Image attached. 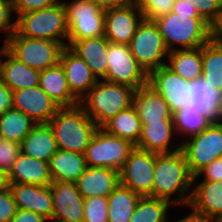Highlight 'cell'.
<instances>
[{"label":"cell","mask_w":222,"mask_h":222,"mask_svg":"<svg viewBox=\"0 0 222 222\" xmlns=\"http://www.w3.org/2000/svg\"><path fill=\"white\" fill-rule=\"evenodd\" d=\"M193 183L187 161L181 150L156 154L152 185V198L163 199L174 206H188ZM189 192V193H188ZM177 193V198H171Z\"/></svg>","instance_id":"cell-1"},{"label":"cell","mask_w":222,"mask_h":222,"mask_svg":"<svg viewBox=\"0 0 222 222\" xmlns=\"http://www.w3.org/2000/svg\"><path fill=\"white\" fill-rule=\"evenodd\" d=\"M57 148L84 154L98 126L79 106L62 107L48 122Z\"/></svg>","instance_id":"cell-2"},{"label":"cell","mask_w":222,"mask_h":222,"mask_svg":"<svg viewBox=\"0 0 222 222\" xmlns=\"http://www.w3.org/2000/svg\"><path fill=\"white\" fill-rule=\"evenodd\" d=\"M135 89L105 80L97 83L79 100V106L101 128L122 110L133 105Z\"/></svg>","instance_id":"cell-3"},{"label":"cell","mask_w":222,"mask_h":222,"mask_svg":"<svg viewBox=\"0 0 222 222\" xmlns=\"http://www.w3.org/2000/svg\"><path fill=\"white\" fill-rule=\"evenodd\" d=\"M154 22L169 52L179 49L178 45L182 49H192L202 47L210 41L209 23L203 18L169 12Z\"/></svg>","instance_id":"cell-4"},{"label":"cell","mask_w":222,"mask_h":222,"mask_svg":"<svg viewBox=\"0 0 222 222\" xmlns=\"http://www.w3.org/2000/svg\"><path fill=\"white\" fill-rule=\"evenodd\" d=\"M16 32L22 37L56 41L66 47L68 26L63 1L49 8L20 14L16 20Z\"/></svg>","instance_id":"cell-5"},{"label":"cell","mask_w":222,"mask_h":222,"mask_svg":"<svg viewBox=\"0 0 222 222\" xmlns=\"http://www.w3.org/2000/svg\"><path fill=\"white\" fill-rule=\"evenodd\" d=\"M4 44L15 58L38 71L57 65L64 48L59 42L22 37L16 31Z\"/></svg>","instance_id":"cell-6"},{"label":"cell","mask_w":222,"mask_h":222,"mask_svg":"<svg viewBox=\"0 0 222 222\" xmlns=\"http://www.w3.org/2000/svg\"><path fill=\"white\" fill-rule=\"evenodd\" d=\"M129 48L132 56L147 74L167 63L162 59L168 56L169 51L154 21L144 19L141 21Z\"/></svg>","instance_id":"cell-7"},{"label":"cell","mask_w":222,"mask_h":222,"mask_svg":"<svg viewBox=\"0 0 222 222\" xmlns=\"http://www.w3.org/2000/svg\"><path fill=\"white\" fill-rule=\"evenodd\" d=\"M66 10L67 40H82L105 35V10L93 0L63 2Z\"/></svg>","instance_id":"cell-8"},{"label":"cell","mask_w":222,"mask_h":222,"mask_svg":"<svg viewBox=\"0 0 222 222\" xmlns=\"http://www.w3.org/2000/svg\"><path fill=\"white\" fill-rule=\"evenodd\" d=\"M189 139L181 143L180 150L193 176L215 159L222 157V121L212 122L206 130Z\"/></svg>","instance_id":"cell-9"},{"label":"cell","mask_w":222,"mask_h":222,"mask_svg":"<svg viewBox=\"0 0 222 222\" xmlns=\"http://www.w3.org/2000/svg\"><path fill=\"white\" fill-rule=\"evenodd\" d=\"M135 148L131 142L109 135L98 128L84 152L88 167H105L120 171L130 152Z\"/></svg>","instance_id":"cell-10"},{"label":"cell","mask_w":222,"mask_h":222,"mask_svg":"<svg viewBox=\"0 0 222 222\" xmlns=\"http://www.w3.org/2000/svg\"><path fill=\"white\" fill-rule=\"evenodd\" d=\"M106 81L135 90L148 83V74L132 56L129 45L109 42Z\"/></svg>","instance_id":"cell-11"},{"label":"cell","mask_w":222,"mask_h":222,"mask_svg":"<svg viewBox=\"0 0 222 222\" xmlns=\"http://www.w3.org/2000/svg\"><path fill=\"white\" fill-rule=\"evenodd\" d=\"M156 153L135 147L119 171L120 183L141 197H152Z\"/></svg>","instance_id":"cell-12"},{"label":"cell","mask_w":222,"mask_h":222,"mask_svg":"<svg viewBox=\"0 0 222 222\" xmlns=\"http://www.w3.org/2000/svg\"><path fill=\"white\" fill-rule=\"evenodd\" d=\"M148 84L162 96L172 113L187 108L190 81L183 79L166 66L152 70L148 74Z\"/></svg>","instance_id":"cell-13"},{"label":"cell","mask_w":222,"mask_h":222,"mask_svg":"<svg viewBox=\"0 0 222 222\" xmlns=\"http://www.w3.org/2000/svg\"><path fill=\"white\" fill-rule=\"evenodd\" d=\"M53 222H82L84 198L74 182L54 181L50 185Z\"/></svg>","instance_id":"cell-14"},{"label":"cell","mask_w":222,"mask_h":222,"mask_svg":"<svg viewBox=\"0 0 222 222\" xmlns=\"http://www.w3.org/2000/svg\"><path fill=\"white\" fill-rule=\"evenodd\" d=\"M13 108L29 116L36 124L48 123L61 108L40 86L13 91Z\"/></svg>","instance_id":"cell-15"},{"label":"cell","mask_w":222,"mask_h":222,"mask_svg":"<svg viewBox=\"0 0 222 222\" xmlns=\"http://www.w3.org/2000/svg\"><path fill=\"white\" fill-rule=\"evenodd\" d=\"M142 20L141 10L134 4L105 10L104 36L111 43L129 45Z\"/></svg>","instance_id":"cell-16"},{"label":"cell","mask_w":222,"mask_h":222,"mask_svg":"<svg viewBox=\"0 0 222 222\" xmlns=\"http://www.w3.org/2000/svg\"><path fill=\"white\" fill-rule=\"evenodd\" d=\"M197 184L195 187L192 183L194 188L187 207L211 222H222V181L202 180Z\"/></svg>","instance_id":"cell-17"},{"label":"cell","mask_w":222,"mask_h":222,"mask_svg":"<svg viewBox=\"0 0 222 222\" xmlns=\"http://www.w3.org/2000/svg\"><path fill=\"white\" fill-rule=\"evenodd\" d=\"M59 63L64 69L70 91L78 101L98 81L84 60L68 46L62 49Z\"/></svg>","instance_id":"cell-18"},{"label":"cell","mask_w":222,"mask_h":222,"mask_svg":"<svg viewBox=\"0 0 222 222\" xmlns=\"http://www.w3.org/2000/svg\"><path fill=\"white\" fill-rule=\"evenodd\" d=\"M10 190L18 209L33 211L52 221L53 201L50 186L11 184Z\"/></svg>","instance_id":"cell-19"},{"label":"cell","mask_w":222,"mask_h":222,"mask_svg":"<svg viewBox=\"0 0 222 222\" xmlns=\"http://www.w3.org/2000/svg\"><path fill=\"white\" fill-rule=\"evenodd\" d=\"M174 134L176 135L173 120L147 122L142 125L141 137L135 147L156 154L173 153L181 149V143H170Z\"/></svg>","instance_id":"cell-20"},{"label":"cell","mask_w":222,"mask_h":222,"mask_svg":"<svg viewBox=\"0 0 222 222\" xmlns=\"http://www.w3.org/2000/svg\"><path fill=\"white\" fill-rule=\"evenodd\" d=\"M67 46L90 67L97 80L106 81L109 41L105 36L82 40H67Z\"/></svg>","instance_id":"cell-21"},{"label":"cell","mask_w":222,"mask_h":222,"mask_svg":"<svg viewBox=\"0 0 222 222\" xmlns=\"http://www.w3.org/2000/svg\"><path fill=\"white\" fill-rule=\"evenodd\" d=\"M75 183L84 199L108 197L120 184L119 171L105 167H87Z\"/></svg>","instance_id":"cell-22"},{"label":"cell","mask_w":222,"mask_h":222,"mask_svg":"<svg viewBox=\"0 0 222 222\" xmlns=\"http://www.w3.org/2000/svg\"><path fill=\"white\" fill-rule=\"evenodd\" d=\"M187 108L202 112L212 122L222 121V91L202 77L190 81Z\"/></svg>","instance_id":"cell-23"},{"label":"cell","mask_w":222,"mask_h":222,"mask_svg":"<svg viewBox=\"0 0 222 222\" xmlns=\"http://www.w3.org/2000/svg\"><path fill=\"white\" fill-rule=\"evenodd\" d=\"M133 106L141 120V124L147 122H161V120H173V113L162 96L148 83L135 90Z\"/></svg>","instance_id":"cell-24"},{"label":"cell","mask_w":222,"mask_h":222,"mask_svg":"<svg viewBox=\"0 0 222 222\" xmlns=\"http://www.w3.org/2000/svg\"><path fill=\"white\" fill-rule=\"evenodd\" d=\"M4 58L6 61H2ZM40 71L28 67L15 58L6 48L0 56V80L12 91L39 86Z\"/></svg>","instance_id":"cell-25"},{"label":"cell","mask_w":222,"mask_h":222,"mask_svg":"<svg viewBox=\"0 0 222 222\" xmlns=\"http://www.w3.org/2000/svg\"><path fill=\"white\" fill-rule=\"evenodd\" d=\"M11 184L49 186L52 183L48 162L20 152L9 174Z\"/></svg>","instance_id":"cell-26"},{"label":"cell","mask_w":222,"mask_h":222,"mask_svg":"<svg viewBox=\"0 0 222 222\" xmlns=\"http://www.w3.org/2000/svg\"><path fill=\"white\" fill-rule=\"evenodd\" d=\"M39 86L61 108L79 105V101L70 91L60 63L40 71Z\"/></svg>","instance_id":"cell-27"},{"label":"cell","mask_w":222,"mask_h":222,"mask_svg":"<svg viewBox=\"0 0 222 222\" xmlns=\"http://www.w3.org/2000/svg\"><path fill=\"white\" fill-rule=\"evenodd\" d=\"M21 152L29 157L49 162L57 152V144L48 123L35 124L20 143Z\"/></svg>","instance_id":"cell-28"},{"label":"cell","mask_w":222,"mask_h":222,"mask_svg":"<svg viewBox=\"0 0 222 222\" xmlns=\"http://www.w3.org/2000/svg\"><path fill=\"white\" fill-rule=\"evenodd\" d=\"M49 173L52 182H76L88 167L84 154L58 149L50 158Z\"/></svg>","instance_id":"cell-29"},{"label":"cell","mask_w":222,"mask_h":222,"mask_svg":"<svg viewBox=\"0 0 222 222\" xmlns=\"http://www.w3.org/2000/svg\"><path fill=\"white\" fill-rule=\"evenodd\" d=\"M166 67L183 79L193 81L202 77V47L170 51Z\"/></svg>","instance_id":"cell-30"},{"label":"cell","mask_w":222,"mask_h":222,"mask_svg":"<svg viewBox=\"0 0 222 222\" xmlns=\"http://www.w3.org/2000/svg\"><path fill=\"white\" fill-rule=\"evenodd\" d=\"M101 129L109 135L127 140L136 146L141 137L142 124L132 105L107 121Z\"/></svg>","instance_id":"cell-31"},{"label":"cell","mask_w":222,"mask_h":222,"mask_svg":"<svg viewBox=\"0 0 222 222\" xmlns=\"http://www.w3.org/2000/svg\"><path fill=\"white\" fill-rule=\"evenodd\" d=\"M140 195L121 183L108 198V222H129Z\"/></svg>","instance_id":"cell-32"},{"label":"cell","mask_w":222,"mask_h":222,"mask_svg":"<svg viewBox=\"0 0 222 222\" xmlns=\"http://www.w3.org/2000/svg\"><path fill=\"white\" fill-rule=\"evenodd\" d=\"M35 124L29 116L11 108L0 115V138L21 143Z\"/></svg>","instance_id":"cell-33"},{"label":"cell","mask_w":222,"mask_h":222,"mask_svg":"<svg viewBox=\"0 0 222 222\" xmlns=\"http://www.w3.org/2000/svg\"><path fill=\"white\" fill-rule=\"evenodd\" d=\"M202 78L222 91V45L209 41L202 46Z\"/></svg>","instance_id":"cell-34"},{"label":"cell","mask_w":222,"mask_h":222,"mask_svg":"<svg viewBox=\"0 0 222 222\" xmlns=\"http://www.w3.org/2000/svg\"><path fill=\"white\" fill-rule=\"evenodd\" d=\"M172 116L176 135L185 138L201 133L212 123L202 112L191 108L178 109Z\"/></svg>","instance_id":"cell-35"},{"label":"cell","mask_w":222,"mask_h":222,"mask_svg":"<svg viewBox=\"0 0 222 222\" xmlns=\"http://www.w3.org/2000/svg\"><path fill=\"white\" fill-rule=\"evenodd\" d=\"M172 206L163 199L140 197L129 222H168L167 213Z\"/></svg>","instance_id":"cell-36"},{"label":"cell","mask_w":222,"mask_h":222,"mask_svg":"<svg viewBox=\"0 0 222 222\" xmlns=\"http://www.w3.org/2000/svg\"><path fill=\"white\" fill-rule=\"evenodd\" d=\"M82 222H108V198L98 196L84 199Z\"/></svg>","instance_id":"cell-37"},{"label":"cell","mask_w":222,"mask_h":222,"mask_svg":"<svg viewBox=\"0 0 222 222\" xmlns=\"http://www.w3.org/2000/svg\"><path fill=\"white\" fill-rule=\"evenodd\" d=\"M175 0H145L140 6L144 20L154 21L172 11Z\"/></svg>","instance_id":"cell-38"},{"label":"cell","mask_w":222,"mask_h":222,"mask_svg":"<svg viewBox=\"0 0 222 222\" xmlns=\"http://www.w3.org/2000/svg\"><path fill=\"white\" fill-rule=\"evenodd\" d=\"M20 152V143L0 138V169L10 174Z\"/></svg>","instance_id":"cell-39"},{"label":"cell","mask_w":222,"mask_h":222,"mask_svg":"<svg viewBox=\"0 0 222 222\" xmlns=\"http://www.w3.org/2000/svg\"><path fill=\"white\" fill-rule=\"evenodd\" d=\"M61 0H12L14 13L20 14L52 7Z\"/></svg>","instance_id":"cell-40"},{"label":"cell","mask_w":222,"mask_h":222,"mask_svg":"<svg viewBox=\"0 0 222 222\" xmlns=\"http://www.w3.org/2000/svg\"><path fill=\"white\" fill-rule=\"evenodd\" d=\"M195 8L199 15L207 22L210 23L221 10L222 0H186Z\"/></svg>","instance_id":"cell-41"},{"label":"cell","mask_w":222,"mask_h":222,"mask_svg":"<svg viewBox=\"0 0 222 222\" xmlns=\"http://www.w3.org/2000/svg\"><path fill=\"white\" fill-rule=\"evenodd\" d=\"M13 12L12 0H0V31H5V40L16 31V20L11 19Z\"/></svg>","instance_id":"cell-42"},{"label":"cell","mask_w":222,"mask_h":222,"mask_svg":"<svg viewBox=\"0 0 222 222\" xmlns=\"http://www.w3.org/2000/svg\"><path fill=\"white\" fill-rule=\"evenodd\" d=\"M17 210L11 190L0 191V222H10Z\"/></svg>","instance_id":"cell-43"},{"label":"cell","mask_w":222,"mask_h":222,"mask_svg":"<svg viewBox=\"0 0 222 222\" xmlns=\"http://www.w3.org/2000/svg\"><path fill=\"white\" fill-rule=\"evenodd\" d=\"M203 175V180L208 181H222V158L215 159L209 165L205 166L195 176H193V182Z\"/></svg>","instance_id":"cell-44"},{"label":"cell","mask_w":222,"mask_h":222,"mask_svg":"<svg viewBox=\"0 0 222 222\" xmlns=\"http://www.w3.org/2000/svg\"><path fill=\"white\" fill-rule=\"evenodd\" d=\"M209 40L222 45V7L216 17L209 23Z\"/></svg>","instance_id":"cell-45"},{"label":"cell","mask_w":222,"mask_h":222,"mask_svg":"<svg viewBox=\"0 0 222 222\" xmlns=\"http://www.w3.org/2000/svg\"><path fill=\"white\" fill-rule=\"evenodd\" d=\"M176 14L191 15L193 18H202L197 12L195 5L186 0H175L172 11Z\"/></svg>","instance_id":"cell-46"},{"label":"cell","mask_w":222,"mask_h":222,"mask_svg":"<svg viewBox=\"0 0 222 222\" xmlns=\"http://www.w3.org/2000/svg\"><path fill=\"white\" fill-rule=\"evenodd\" d=\"M13 91L0 80V115L13 108Z\"/></svg>","instance_id":"cell-47"},{"label":"cell","mask_w":222,"mask_h":222,"mask_svg":"<svg viewBox=\"0 0 222 222\" xmlns=\"http://www.w3.org/2000/svg\"><path fill=\"white\" fill-rule=\"evenodd\" d=\"M47 219L41 215L25 209H18L10 222H45Z\"/></svg>","instance_id":"cell-48"},{"label":"cell","mask_w":222,"mask_h":222,"mask_svg":"<svg viewBox=\"0 0 222 222\" xmlns=\"http://www.w3.org/2000/svg\"><path fill=\"white\" fill-rule=\"evenodd\" d=\"M102 10L124 7L132 4V0H93Z\"/></svg>","instance_id":"cell-49"},{"label":"cell","mask_w":222,"mask_h":222,"mask_svg":"<svg viewBox=\"0 0 222 222\" xmlns=\"http://www.w3.org/2000/svg\"><path fill=\"white\" fill-rule=\"evenodd\" d=\"M175 222H211V221L208 220L203 215L196 214L193 211H191L188 215H186L182 219H179L178 221H175Z\"/></svg>","instance_id":"cell-50"},{"label":"cell","mask_w":222,"mask_h":222,"mask_svg":"<svg viewBox=\"0 0 222 222\" xmlns=\"http://www.w3.org/2000/svg\"><path fill=\"white\" fill-rule=\"evenodd\" d=\"M10 187H11V182H10L9 174L3 172L0 169V191L10 189Z\"/></svg>","instance_id":"cell-51"},{"label":"cell","mask_w":222,"mask_h":222,"mask_svg":"<svg viewBox=\"0 0 222 222\" xmlns=\"http://www.w3.org/2000/svg\"><path fill=\"white\" fill-rule=\"evenodd\" d=\"M145 0H132V4L140 6Z\"/></svg>","instance_id":"cell-52"},{"label":"cell","mask_w":222,"mask_h":222,"mask_svg":"<svg viewBox=\"0 0 222 222\" xmlns=\"http://www.w3.org/2000/svg\"><path fill=\"white\" fill-rule=\"evenodd\" d=\"M5 48V44H3V46L0 48V56H1V53H2V50Z\"/></svg>","instance_id":"cell-53"}]
</instances>
